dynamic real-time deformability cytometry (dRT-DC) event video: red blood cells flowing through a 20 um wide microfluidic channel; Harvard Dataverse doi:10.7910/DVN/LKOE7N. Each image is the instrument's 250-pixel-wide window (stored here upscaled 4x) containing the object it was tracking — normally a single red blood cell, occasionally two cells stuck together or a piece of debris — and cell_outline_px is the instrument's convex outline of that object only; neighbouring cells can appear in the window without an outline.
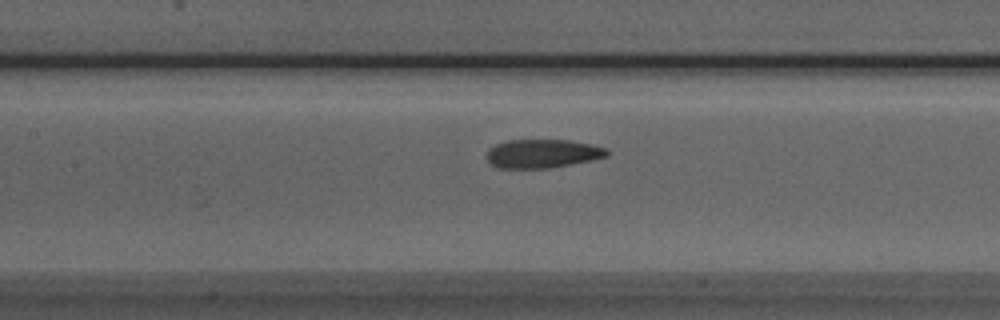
{"species": "Egyptian fruit bat (a non-hibernating species)", "species_latin": "Rousettus aegyptiacus", "temperature_condition": "room temperature", "stored_images_in_passage": 38, "camera_frame_rate_fps": 3000, "um_per_image_px": 0.085, "animal": {"sex": "male"}, "frame": {"image": 1, "passage_image": 10, "time_ms": 3.0, "image_size_px": [1000, 320], "cell_outline_px": [[608, 156], [592, 160], [548, 168], [496, 168], [488, 160], [488, 148], [496, 144], [508, 140], [568, 140], [592, 144], [604, 148], [608, 152]], "centroid_in_image_um": [46.1, 13.05], "position_along_channel_um": 161.3, "area_um2": 19.94}}
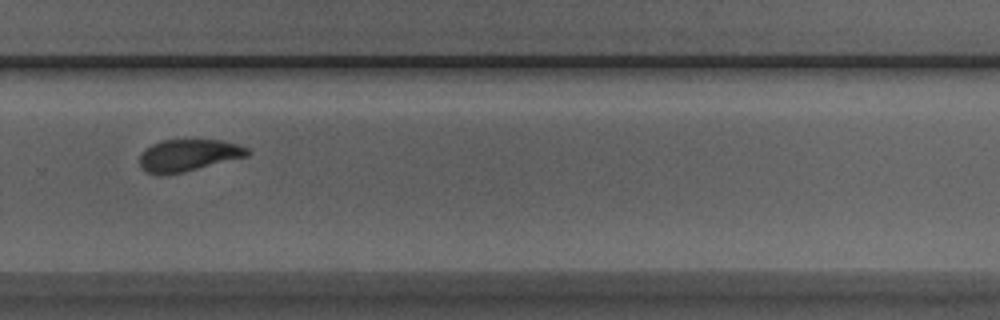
{"frame": {"image": 2, "passage_image": 22, "time_ms": 7.0, "image_size_px": [1000, 320], "cell_outline_px": [[252, 152], [248, 156], [184, 172], [156, 176], [140, 168], [140, 156], [152, 144], [164, 140], [220, 140], [240, 144], [248, 148]], "centroid_in_image_um": [16.05, 13.21], "position_along_channel_um": 313.8, "area_um2": 20.11}}
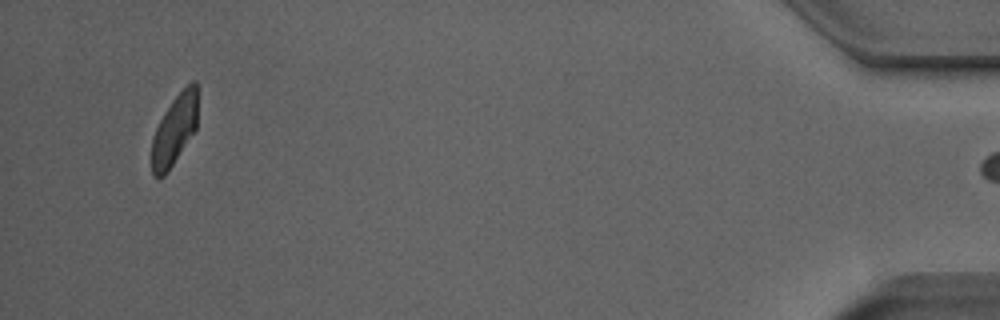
{"frame": {"image": 3, "passage_image": 37, "time_ms": 12.0, "image_size_px": [1000, 320], "cell_outline_px": [[196, 128], [168, 172], [160, 180], [152, 176], [152, 140], [156, 128], [164, 112], [172, 100], [192, 80], [196, 80]], "centroid_in_image_um": [14.8, 11.09], "position_along_channel_um": 420.4, "area_um2": 18.55}, "authors_computed_cell_mechanics": {"area_um2": 20.8947, "velocity_mm_per_s": 3.8232, "shape_relaxation_time_tau1_ms": 4.8644, "shape_relaxation_time_tau2_ms": 2.4245, "deformation_change_tau1": 0.1562, "deformation_change_tau2": 0.0607}}